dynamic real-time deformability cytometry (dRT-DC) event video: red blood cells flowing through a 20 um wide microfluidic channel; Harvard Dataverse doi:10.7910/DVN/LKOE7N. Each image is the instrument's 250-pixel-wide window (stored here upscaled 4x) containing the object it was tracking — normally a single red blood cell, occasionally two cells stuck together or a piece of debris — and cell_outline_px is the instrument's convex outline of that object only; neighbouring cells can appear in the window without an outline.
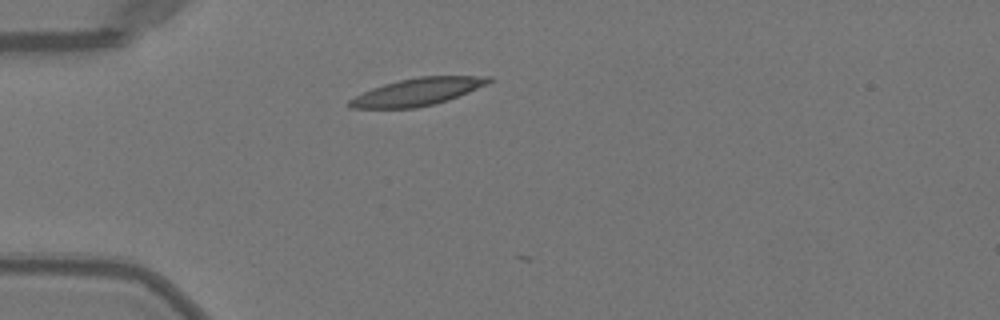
{"species": "Egyptian fruit bat (a non-hibernating species)", "species_latin": "Rousettus aegyptiacus", "temperature_condition": "warm", "stored_images_in_passage": 4, "camera_frame_rate_fps": 3000, "um_per_image_px": 0.085, "animal": {"sex": "female"}, "frame": {"image": 1, "passage_image": 2, "time_ms": 0.333, "image_size_px": [1000, 320], "cell_outline_px": [[496, 80], [488, 84], [448, 100], [416, 108], [352, 108], [348, 104], [348, 100], [372, 88], [384, 84], [400, 80], [420, 76], [492, 76]], "centroid_in_image_um": [35.54, 7.79], "position_along_channel_um": 49.5, "area_um2": 22.08}}